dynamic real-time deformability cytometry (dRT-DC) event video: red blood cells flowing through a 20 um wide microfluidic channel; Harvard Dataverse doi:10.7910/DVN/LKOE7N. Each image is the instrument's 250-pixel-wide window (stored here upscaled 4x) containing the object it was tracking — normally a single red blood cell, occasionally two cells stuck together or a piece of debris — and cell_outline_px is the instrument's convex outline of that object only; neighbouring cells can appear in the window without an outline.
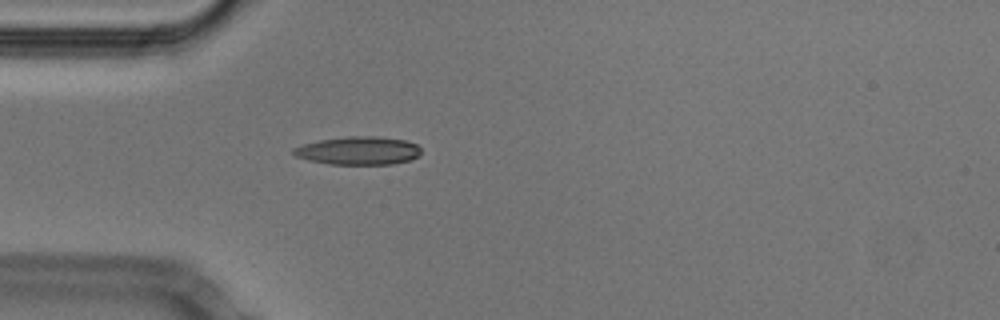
{"species": "Egyptian fruit bat (a non-hibernating species)", "species_latin": "Rousettus aegyptiacus", "temperature_condition": "cold", "stored_images_in_passage": 38, "camera_frame_rate_fps": 3000, "um_per_image_px": 0.085, "animal": {"sex": "male"}, "frame": {"image": 1, "passage_image": 1, "time_ms": 0.0, "image_size_px": [1000, 320], "cell_outline_px": [[420, 156], [408, 160], [392, 164], [328, 164], [308, 160], [296, 156], [292, 152], [292, 148], [304, 144], [320, 140], [348, 136], [380, 136], [404, 140], [416, 144], [420, 148]], "centroid_in_image_um": [30.46, 12.8], "position_along_channel_um": 54.5, "area_um2": 20.92}}
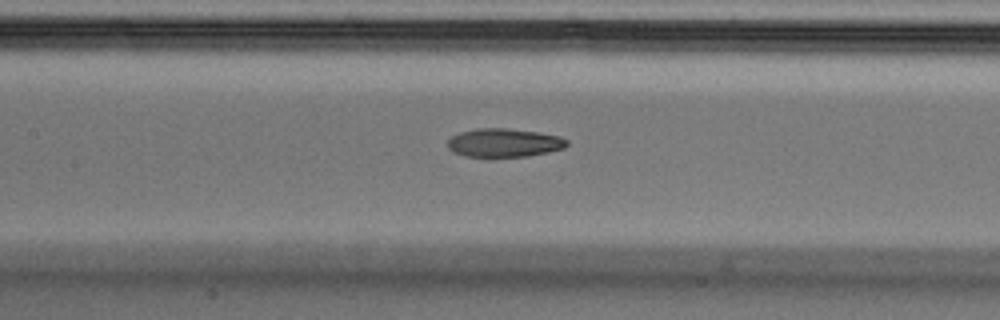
{"frame": {"image": 2, "passage_image": 10, "time_ms": 3.0, "image_size_px": [1000, 320], "cell_outline_px": [[568, 144], [564, 148], [548, 152], [528, 156], [464, 156], [452, 152], [448, 148], [448, 140], [452, 136], [460, 132], [476, 128], [508, 128], [540, 132], [560, 136], [568, 140]], "centroid_in_image_um": [42.85, 12.12], "position_along_channel_um": 164.5, "area_um2": 19.88}}
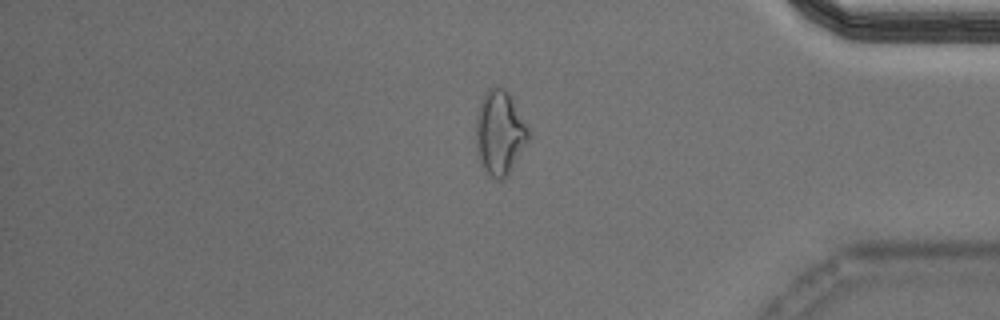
{"frame": {"image": 3, "passage_image": 30, "time_ms": 9.667, "image_size_px": [1000, 320], "cell_outline_px": [[532, 136], [508, 176], [500, 180], [496, 180], [484, 168], [476, 152], [476, 116], [484, 92], [488, 88], [496, 84], [500, 84], [508, 92], [532, 132]], "centroid_in_image_um": [42.51, 11.25], "position_along_channel_um": 392.7, "area_um2": 26.36}, "authors_computed_cell_mechanics": {"area_um2": 20.808, "velocity_mm_per_s": 3.8129, "shape_relaxation_time_tau1_ms": 10.3848, "shape_relaxation_time_tau2_ms": 4.8015, "deformation_change_tau1": 0.2425, "deformation_change_tau2": 0.1385}}